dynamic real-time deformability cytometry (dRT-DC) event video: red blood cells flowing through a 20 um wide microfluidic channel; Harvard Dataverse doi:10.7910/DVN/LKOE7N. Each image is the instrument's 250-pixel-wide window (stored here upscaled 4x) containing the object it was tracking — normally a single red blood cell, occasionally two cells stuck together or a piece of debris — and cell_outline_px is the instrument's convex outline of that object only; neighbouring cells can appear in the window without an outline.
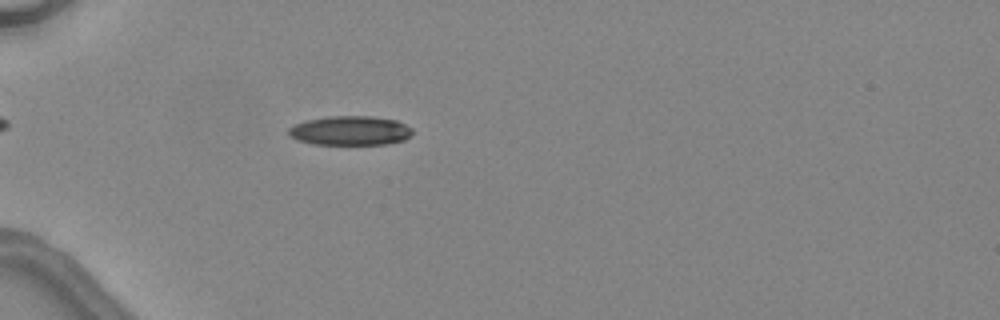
{"species": "common noctule bat (a hibernating species)", "species_latin": "Nyctalus noctula", "temperature_condition": "warm", "stored_images_in_passage": 3, "camera_frame_rate_fps": 3000, "um_per_image_px": 0.085, "animal": {"sex": "female", "body_mass_g": 24.6, "forearm_length_mm": 56.2}, "frame": {"image": 1, "passage_image": 3, "time_ms": 2.0, "image_size_px": [1000, 320], "cell_outline_px": [[412, 136], [404, 140], [388, 144], [312, 144], [288, 136], [288, 128], [296, 124], [308, 120], [328, 116], [372, 116], [396, 120], [412, 128]], "centroid_in_image_um": [29.79, 11.1], "position_along_channel_um": 55.2, "area_um2": 21.15}}